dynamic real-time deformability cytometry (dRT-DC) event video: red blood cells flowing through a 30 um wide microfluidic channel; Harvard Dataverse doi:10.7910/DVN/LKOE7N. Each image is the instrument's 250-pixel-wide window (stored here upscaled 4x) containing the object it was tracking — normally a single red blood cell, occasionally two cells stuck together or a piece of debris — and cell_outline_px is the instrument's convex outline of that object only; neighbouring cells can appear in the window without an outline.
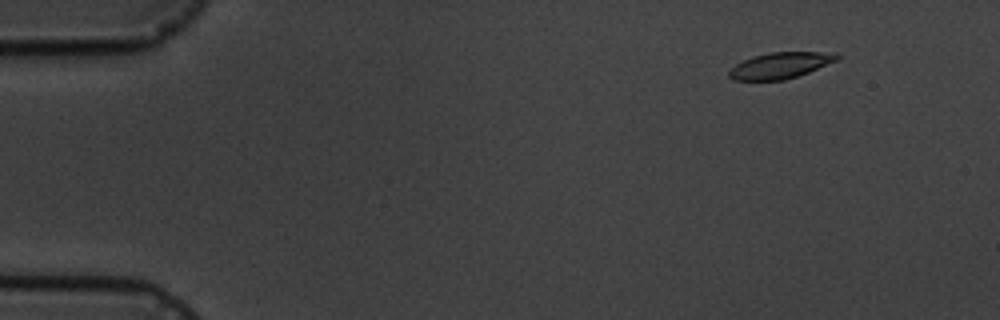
{"species": "common noctule bat (a hibernating species)", "species_latin": "Nyctalus noctula", "temperature_condition": "cold", "stored_images_in_passage": 4, "camera_frame_rate_fps": 3000, "um_per_image_px": 0.085, "animal": {"sex": "male", "body_mass_g": 19.5, "forearm_length_mm": 54.6}, "frame": {"image": 1, "passage_image": 1, "time_ms": 0.0, "image_size_px": [1000, 320], "cell_outline_px": [[840, 56], [836, 60], [808, 72], [784, 80], [732, 80], [728, 76], [728, 72], [736, 64], [752, 56], [768, 52], [836, 52]], "centroid_in_image_um": [66.3, 5.55], "position_along_channel_um": 18.7, "area_um2": 16.3}}
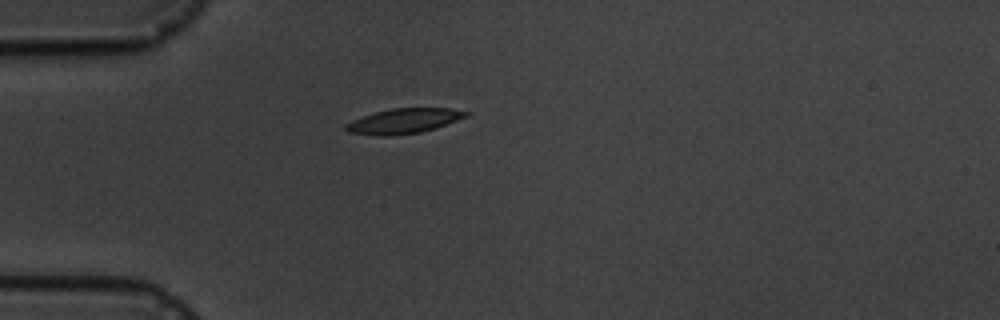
{"frame": {"image": 2, "passage_image": 4, "time_ms": 3.333, "image_size_px": [1000, 320], "cell_outline_px": [[472, 112], [468, 116], [420, 132], [392, 136], [380, 136], [348, 132], [344, 128], [344, 124], [352, 120], [376, 112], [392, 108], [448, 108]], "centroid_in_image_um": [34.29, 10.28], "position_along_channel_um": 50.7, "area_um2": 17.28}}